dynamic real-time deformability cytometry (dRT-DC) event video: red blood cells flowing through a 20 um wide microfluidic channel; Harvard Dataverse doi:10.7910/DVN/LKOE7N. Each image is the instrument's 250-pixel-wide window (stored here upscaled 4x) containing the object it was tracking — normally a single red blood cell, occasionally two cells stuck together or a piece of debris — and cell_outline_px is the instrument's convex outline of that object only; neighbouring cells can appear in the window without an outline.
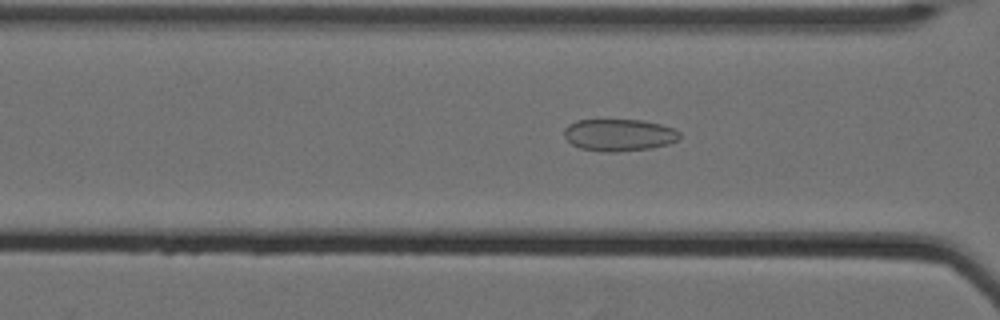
{"species": "Egyptian fruit bat (a non-hibernating species)", "species_latin": "Rousettus aegyptiacus", "temperature_condition": "cold", "stored_images_in_passage": 55, "camera_frame_rate_fps": 3000, "um_per_image_px": 0.085, "animal": {"sex": "female"}, "frame": {"image": 1, "passage_image": 23, "time_ms": 7.333, "image_size_px": [1000, 320], "cell_outline_px": [[680, 136], [676, 140], [668, 144], [652, 148], [616, 152], [604, 152], [580, 148], [572, 144], [564, 136], [564, 128], [568, 124], [576, 120], [644, 120], [660, 124], [672, 128], [680, 132]], "centroid_in_image_um": [52.6, 11.47], "position_along_channel_um": 114.0, "area_um2": 21.62}}
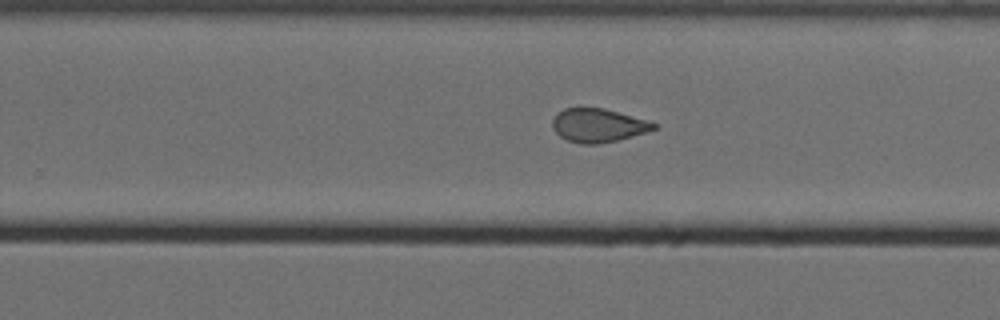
{"frame": {"image": 2, "passage_image": 37, "time_ms": 12.0, "image_size_px": [1000, 320], "cell_outline_px": [[660, 124], [656, 128], [648, 132], [616, 140], [596, 144], [580, 144], [568, 140], [560, 136], [552, 128], [552, 120], [556, 112], [564, 108], [580, 104], [604, 108]], "centroid_in_image_um": [50.79, 10.61], "position_along_channel_um": 279.0, "area_um2": 20.4}}
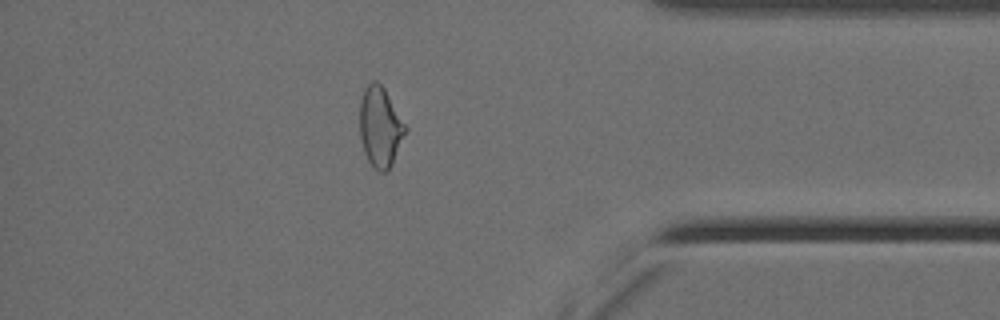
{"frame": {"image": 3, "passage_image": 49, "time_ms": 16.0, "image_size_px": [1000, 320], "cell_outline_px": [[408, 128], [392, 164], [388, 172], [380, 172], [368, 160], [364, 152], [360, 140], [360, 100], [364, 88], [372, 80], [376, 80], [384, 88]], "centroid_in_image_um": [32.31, 10.78], "position_along_channel_um": 402.9, "area_um2": 21.33}, "authors_computed_cell_mechanics": {"area_um2": 21.964, "velocity_mm_per_s": 3.5283, "shape_relaxation_time_tau1_ms": null, "shape_relaxation_time_tau2_ms": 1.954, "deformation_change_tau1": null, "deformation_change_tau2": 0.0816}}